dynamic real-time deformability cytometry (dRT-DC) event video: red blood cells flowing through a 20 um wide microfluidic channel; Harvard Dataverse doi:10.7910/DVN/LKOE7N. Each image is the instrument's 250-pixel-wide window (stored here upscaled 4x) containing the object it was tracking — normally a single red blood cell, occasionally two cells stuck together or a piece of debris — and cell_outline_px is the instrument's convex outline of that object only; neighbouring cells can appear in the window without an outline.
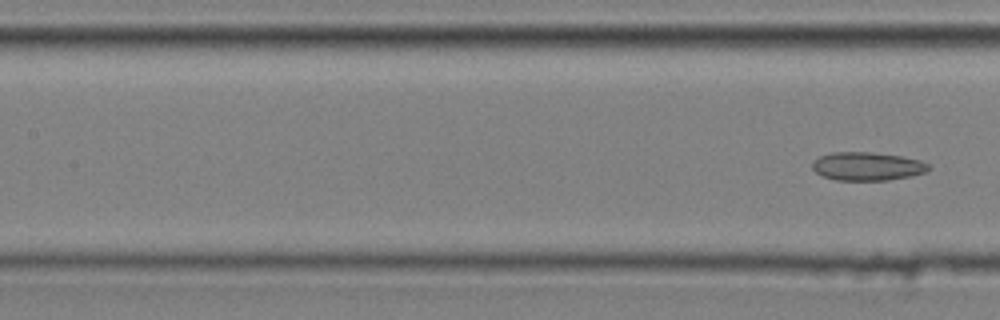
{"species": "common noctule bat (a hibernating species)", "species_latin": "Nyctalus noctula", "temperature_condition": "cold", "stored_images_in_passage": 8, "camera_frame_rate_fps": 3000, "um_per_image_px": 0.085, "animal": {"sex": "male", "body_mass_g": 20.4}, "frame": {"image": 1, "passage_image": 8, "time_ms": 2.333, "image_size_px": [1000, 320], "cell_outline_px": [[932, 168], [928, 172], [912, 176], [888, 180], [836, 180], [824, 176], [816, 172], [812, 168], [812, 160], [820, 156], [832, 152], [872, 152], [900, 156], [920, 160], [928, 164]], "centroid_in_image_um": [73.74, 14.13], "position_along_channel_um": 133.7, "area_um2": 19.36}}